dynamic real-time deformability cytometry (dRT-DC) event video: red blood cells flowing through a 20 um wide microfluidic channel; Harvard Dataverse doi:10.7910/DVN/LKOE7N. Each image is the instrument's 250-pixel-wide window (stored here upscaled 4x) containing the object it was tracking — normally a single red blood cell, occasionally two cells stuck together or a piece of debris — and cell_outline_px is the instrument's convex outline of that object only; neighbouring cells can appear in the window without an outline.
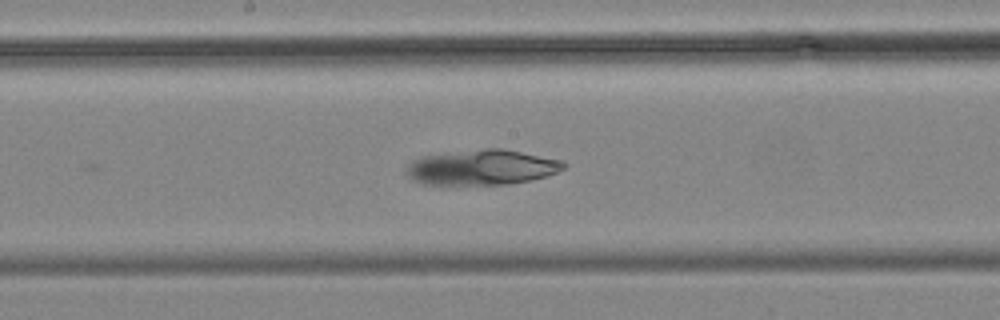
{"species": "common noctule bat (a hibernating species)", "species_latin": "Nyctalus noctula", "temperature_condition": "cold", "stored_images_in_passage": 8, "camera_frame_rate_fps": 3000, "um_per_image_px": 0.085, "animal": {"sex": "male", "body_mass_g": 19.2, "forearm_length_mm": 51.8}, "frame": {"image": 1, "passage_image": 5, "time_ms": 4.667, "image_size_px": [1000, 320], "cell_outline_px": [[568, 164], [564, 168], [548, 176], [532, 180], [508, 184], [424, 184], [412, 180], [404, 172], [408, 164], [412, 160], [424, 156], [488, 148], [504, 148], [564, 160]], "centroid_in_image_um": [41.01, 14.22], "position_along_channel_um": 207.2, "area_um2": 32.37}}